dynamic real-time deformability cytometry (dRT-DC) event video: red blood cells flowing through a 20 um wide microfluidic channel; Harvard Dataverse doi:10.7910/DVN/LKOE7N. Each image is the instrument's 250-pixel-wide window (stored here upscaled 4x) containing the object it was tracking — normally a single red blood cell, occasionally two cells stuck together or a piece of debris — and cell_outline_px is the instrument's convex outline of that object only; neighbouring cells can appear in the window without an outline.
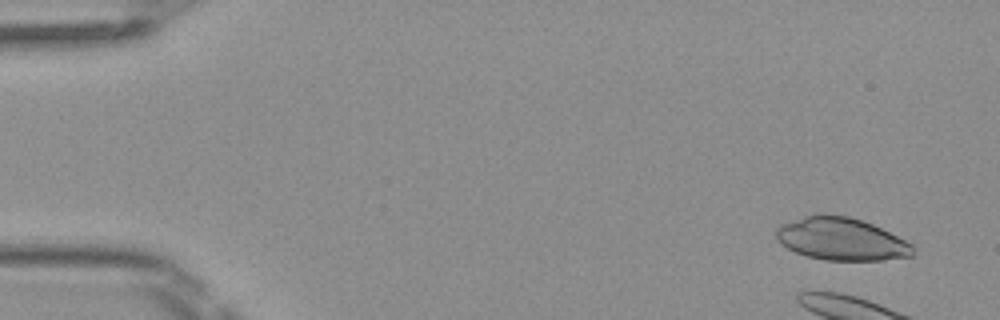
{"species": "Egyptian fruit bat (a non-hibernating species)", "species_latin": "Rousettus aegyptiacus", "temperature_condition": "room temperature", "stored_images_in_passage": 51, "segment_of_instrument_passage": [1, 2], "camera_frame_rate_fps": 3000, "um_per_image_px": 0.085, "frame": {"image": 1, "passage_image": 3, "time_ms": 0.667, "image_size_px": [1000, 320], "cell_outline_px": [[916, 248], [912, 256], [884, 260], [824, 260], [808, 256], [796, 252], [780, 244], [776, 240], [776, 228], [780, 224], [816, 212], [824, 212], [848, 216], [864, 220], [912, 244]], "centroid_in_image_um": [71.47, 20.29], "position_along_channel_um": 13.5, "area_um2": 34.33}}